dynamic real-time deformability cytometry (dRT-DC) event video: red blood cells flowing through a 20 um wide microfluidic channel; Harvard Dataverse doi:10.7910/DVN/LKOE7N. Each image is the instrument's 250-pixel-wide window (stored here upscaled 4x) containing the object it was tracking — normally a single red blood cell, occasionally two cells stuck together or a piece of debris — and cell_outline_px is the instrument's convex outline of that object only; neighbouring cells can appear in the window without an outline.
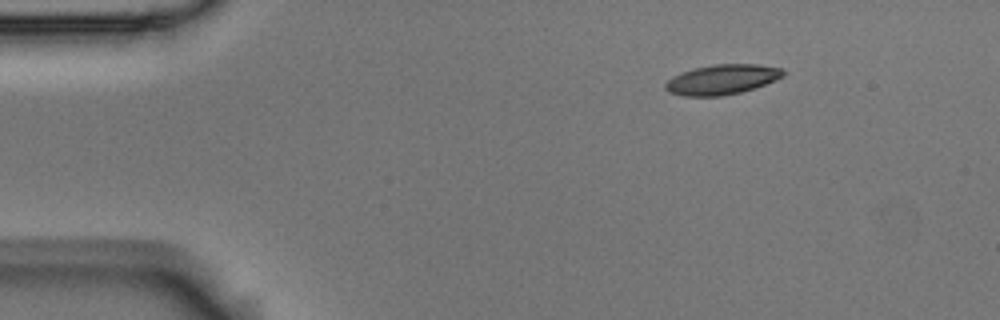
{"species": "Egyptian fruit bat (a non-hibernating species)", "species_latin": "Rousettus aegyptiacus", "temperature_condition": "room temperature", "stored_images_in_passage": 4, "camera_frame_rate_fps": 3000, "um_per_image_px": 0.085, "animal": {"sex": "male"}, "frame": {"image": 1, "passage_image": 1, "time_ms": 0.0, "image_size_px": [1000, 320], "cell_outline_px": [[784, 76], [764, 84], [740, 92], [724, 96], [684, 96], [668, 92], [664, 88], [664, 84], [672, 76], [696, 68], [712, 64], [756, 64], [780, 68], [784, 72]], "centroid_in_image_um": [61.33, 6.76], "position_along_channel_um": 23.7, "area_um2": 20.35}}
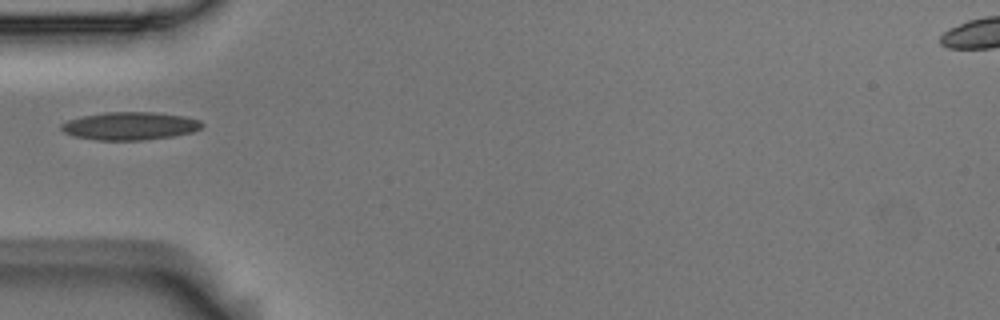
{"frame": {"image": 2, "passage_image": 4, "time_ms": 1.0, "image_size_px": [1000, 320], "cell_outline_px": [[204, 124], [200, 128], [192, 132], [172, 136], [144, 140], [96, 140], [72, 136], [64, 132], [60, 128], [60, 124], [68, 120], [84, 116], [104, 112], [152, 112], [184, 116], [200, 120]], "centroid_in_image_um": [11.03, 10.71], "position_along_channel_um": 74.0, "area_um2": 22.89}}